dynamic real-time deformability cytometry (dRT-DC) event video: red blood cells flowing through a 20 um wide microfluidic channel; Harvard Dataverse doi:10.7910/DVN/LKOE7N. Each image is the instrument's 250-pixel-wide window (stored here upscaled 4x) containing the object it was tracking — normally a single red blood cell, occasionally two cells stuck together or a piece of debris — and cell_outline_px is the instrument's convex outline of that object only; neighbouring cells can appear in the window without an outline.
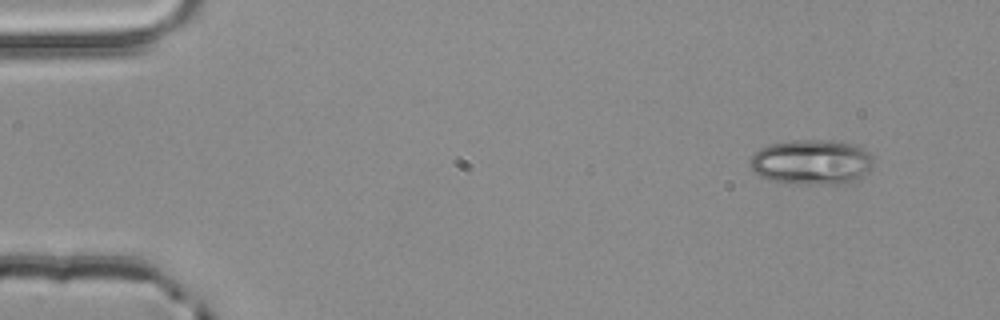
{"species": "common noctule bat (a hibernating species)", "species_latin": "Nyctalus noctula", "temperature_condition": "room temperature", "stored_images_in_passage": 3, "camera_frame_rate_fps": 3000, "um_per_image_px": 0.085, "animal": {"sex": "male", "body_mass_g": 20.4}, "frame": {"image": 1, "passage_image": 1, "time_ms": 0.0, "image_size_px": [1000, 320], "cell_outline_px": [[872, 164], [868, 172], [856, 180], [848, 184], [796, 184], [768, 180], [752, 172], [748, 164], [748, 160], [760, 148], [768, 144], [788, 140], [824, 140], [856, 144], [864, 148], [872, 156]], "centroid_in_image_um": [68.95, 13.78], "position_along_channel_um": 16.0, "area_um2": 33.0}}